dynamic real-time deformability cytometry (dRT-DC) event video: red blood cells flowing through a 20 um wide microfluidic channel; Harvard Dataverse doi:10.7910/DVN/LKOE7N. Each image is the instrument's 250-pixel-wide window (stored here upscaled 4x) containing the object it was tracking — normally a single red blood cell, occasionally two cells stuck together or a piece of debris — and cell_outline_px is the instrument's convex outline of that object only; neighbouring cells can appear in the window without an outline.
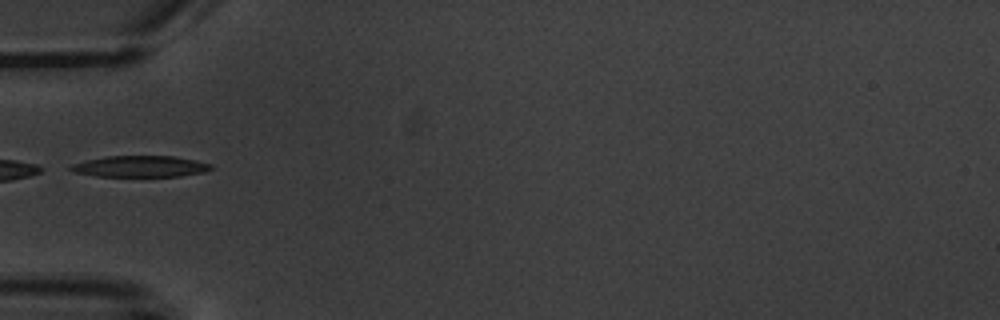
{"species": "common noctule bat (a hibernating species)", "species_latin": "Nyctalus noctula", "temperature_condition": "warm", "stored_images_in_passage": 5, "camera_frame_rate_fps": 3000, "um_per_image_px": 0.085, "animal": {"sex": "male", "body_mass_g": 20.1, "forearm_length_mm": 53.5}, "frame": {"image": 1, "passage_image": 1, "time_ms": 0.0, "image_size_px": [1000, 320], "cell_outline_px": [[212, 168], [204, 172], [180, 176], [96, 176], [72, 172], [68, 168], [72, 164], [88, 160], [108, 156], [172, 156], [196, 160], [212, 164]], "centroid_in_image_um": [11.92, 14.14], "position_along_channel_um": 73.1, "area_um2": 17.28}}
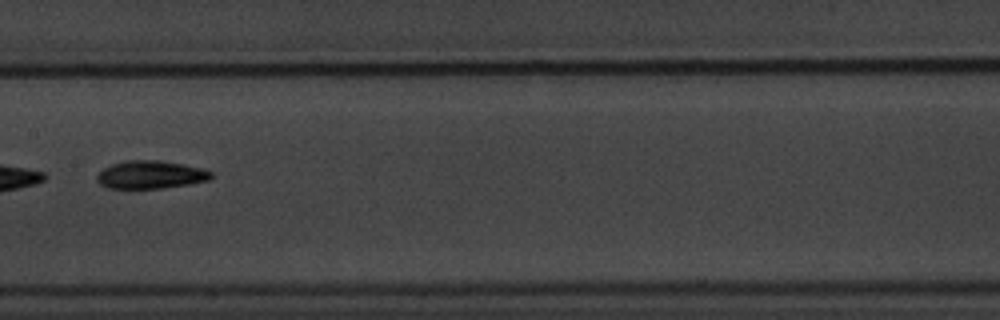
{"frame": {"image": 2, "passage_image": 4, "time_ms": 3.333, "image_size_px": [1000, 320], "cell_outline_px": [[212, 176], [208, 180], [188, 184], [160, 188], [108, 188], [100, 184], [96, 180], [96, 176], [104, 168], [112, 164], [124, 160], [160, 160], [204, 168], [212, 172]], "centroid_in_image_um": [12.79, 14.84], "position_along_channel_um": 194.6, "area_um2": 18.55}}